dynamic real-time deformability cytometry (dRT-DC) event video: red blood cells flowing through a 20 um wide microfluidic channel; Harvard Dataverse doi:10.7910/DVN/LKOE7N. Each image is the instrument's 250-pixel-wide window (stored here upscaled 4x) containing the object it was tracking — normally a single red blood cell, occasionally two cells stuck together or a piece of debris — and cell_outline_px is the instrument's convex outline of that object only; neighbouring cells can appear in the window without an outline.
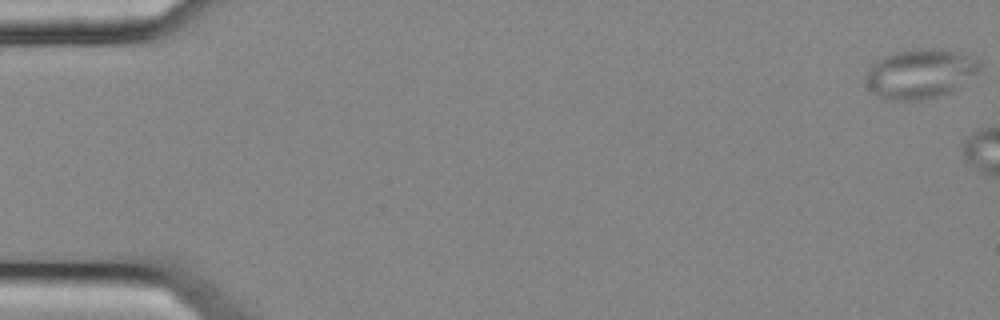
{"species": "common noctule bat (a hibernating species)", "species_latin": "Nyctalus noctula", "temperature_condition": "cold", "stored_images_in_passage": 9, "camera_frame_rate_fps": 3000, "um_per_image_px": 0.085, "animal": {"sex": "female", "body_mass_g": 25.1}, "frame": {"image": 1, "passage_image": 1, "time_ms": 0.0, "image_size_px": [1000, 320], "cell_outline_px": [[980, 72], [948, 92], [936, 96], [920, 100], [888, 100], [880, 96], [868, 88], [868, 72], [872, 64], [876, 60], [892, 52], [916, 48], [940, 48], [956, 52], [980, 60]], "centroid_in_image_um": [78.22, 6.23], "position_along_channel_um": 6.8, "area_um2": 32.48}}